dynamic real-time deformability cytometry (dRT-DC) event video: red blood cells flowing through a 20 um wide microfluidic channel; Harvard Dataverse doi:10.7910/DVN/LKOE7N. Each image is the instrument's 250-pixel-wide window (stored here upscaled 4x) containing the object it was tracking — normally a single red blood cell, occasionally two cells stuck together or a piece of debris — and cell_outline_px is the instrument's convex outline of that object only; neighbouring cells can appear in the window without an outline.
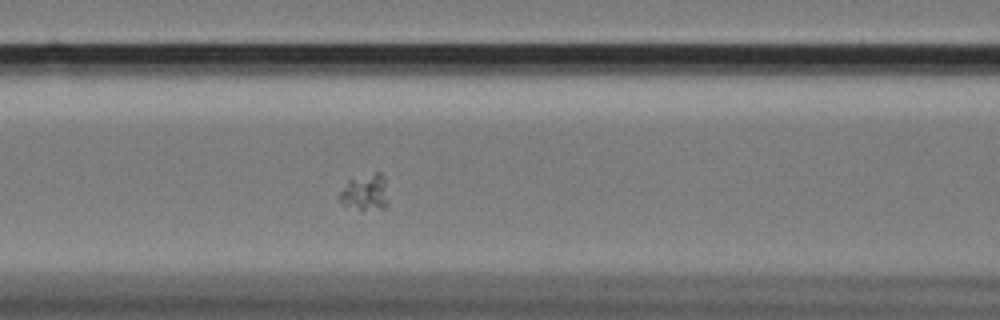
{"species": "Egyptian fruit bat (a non-hibernating species)", "species_latin": "Rousettus aegyptiacus", "temperature_condition": "cold", "stored_images_in_passage": 52, "camera_frame_rate_fps": 3000, "um_per_image_px": 0.085, "animal": {"sex": "female"}, "frame": {"image": 1, "passage_image": 17, "time_ms": 5.333, "image_size_px": [1000, 320], "cell_outline_px": [[388, 204], [384, 208], [360, 208], [340, 204], [340, 192], [348, 180], [376, 172], [380, 172], [384, 176], [388, 200]], "centroid_in_image_um": [31.06, 16.32], "position_along_channel_um": 135.5, "area_um2": 10.0}}
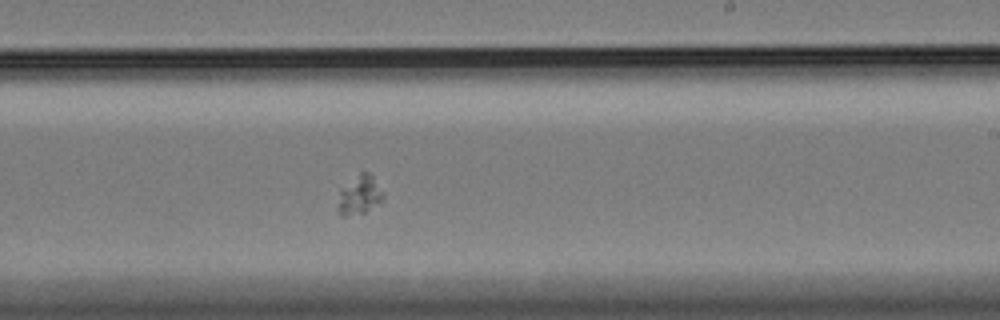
{"frame": {"image": 2, "passage_image": 28, "time_ms": 9.0, "image_size_px": [1000, 320], "cell_outline_px": [[384, 200], [364, 212], [348, 216], [340, 216], [336, 208], [340, 188], [360, 172], [368, 172], [372, 176], [384, 196]], "centroid_in_image_um": [30.5, 16.6], "position_along_channel_um": 258.5, "area_um2": 10.29}}
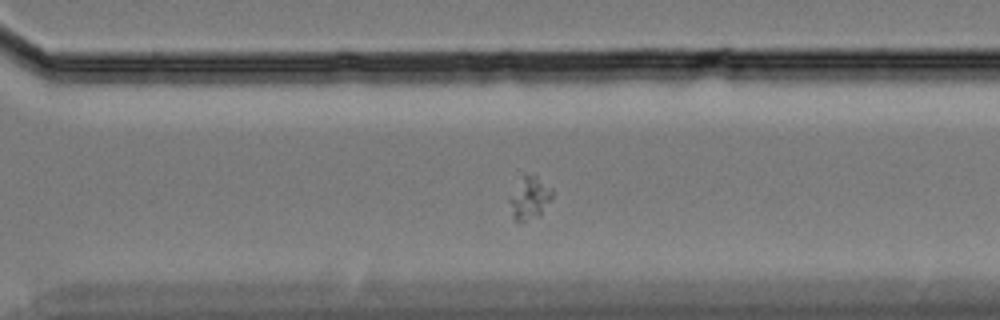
{"frame": {"image": 3, "passage_image": 34, "time_ms": 11.0, "image_size_px": [1000, 320], "cell_outline_px": [[552, 200], [540, 216], [520, 224], [516, 224], [512, 220], [508, 200], [524, 176], [536, 176], [552, 188]], "centroid_in_image_um": [45.01, 16.96], "position_along_channel_um": 325.6, "area_um2": 10.75}}